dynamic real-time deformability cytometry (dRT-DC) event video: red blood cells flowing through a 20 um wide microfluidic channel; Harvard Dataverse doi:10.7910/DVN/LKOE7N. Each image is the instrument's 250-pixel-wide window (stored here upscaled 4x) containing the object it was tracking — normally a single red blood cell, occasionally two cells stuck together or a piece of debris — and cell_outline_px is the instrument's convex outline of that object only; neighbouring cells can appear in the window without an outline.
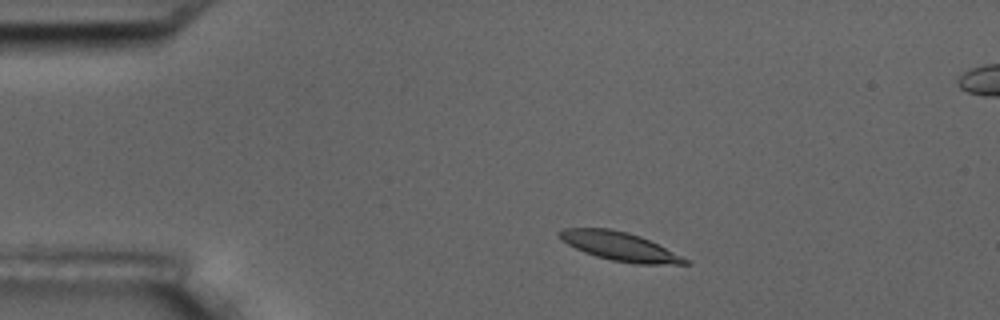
{"species": "common noctule bat (a hibernating species)", "species_latin": "Nyctalus noctula", "temperature_condition": "room temperature", "stored_images_in_passage": 4, "segment_of_instrument_passage": [1, 2], "camera_frame_rate_fps": 3000, "um_per_image_px": 0.085, "animal": {"sex": "male", "body_mass_g": 17.5, "forearm_length_mm": 52.3}, "frame": {"image": 1, "passage_image": 1, "time_ms": 0.0, "image_size_px": [1000, 320], "cell_outline_px": [[692, 264], [636, 264], [612, 260], [596, 256], [584, 252], [560, 240], [556, 236], [556, 232], [564, 228], [608, 228], [628, 232], [640, 236], [692, 260]], "centroid_in_image_um": [52.68, 20.94], "position_along_channel_um": 32.3, "area_um2": 21.15}}